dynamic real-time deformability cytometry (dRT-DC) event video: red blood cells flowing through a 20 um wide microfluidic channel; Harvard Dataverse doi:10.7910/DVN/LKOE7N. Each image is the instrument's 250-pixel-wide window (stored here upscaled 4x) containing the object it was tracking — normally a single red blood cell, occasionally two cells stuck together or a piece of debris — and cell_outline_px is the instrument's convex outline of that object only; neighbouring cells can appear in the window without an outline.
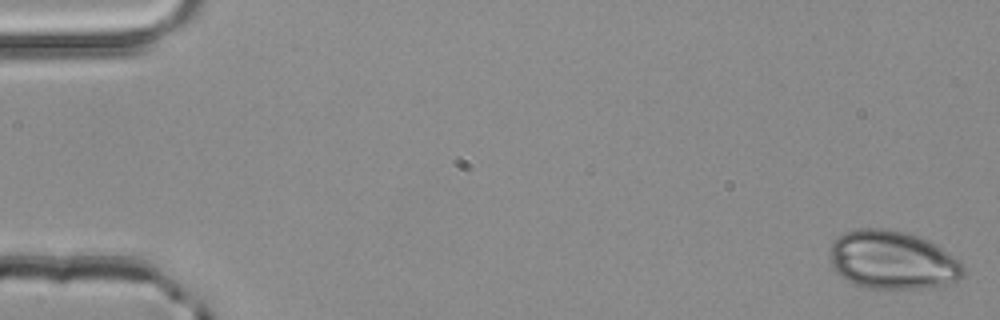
{"species": "common noctule bat (a hibernating species)", "species_latin": "Nyctalus noctula", "temperature_condition": "room temperature", "stored_images_in_passage": 53, "camera_frame_rate_fps": 3000, "um_per_image_px": 0.085, "animal": {"sex": "male", "body_mass_g": 20.4}, "frame": {"image": 1, "passage_image": 1, "time_ms": 0.0, "image_size_px": [1000, 320], "cell_outline_px": [[964, 276], [956, 280], [944, 284], [924, 288], [864, 288], [852, 284], [840, 276], [832, 268], [828, 248], [832, 240], [844, 232], [860, 228], [884, 228], [904, 232], [928, 240], [936, 244], [960, 260], [964, 264]], "centroid_in_image_um": [75.81, 22.1], "position_along_channel_um": 9.2, "area_um2": 45.89}}
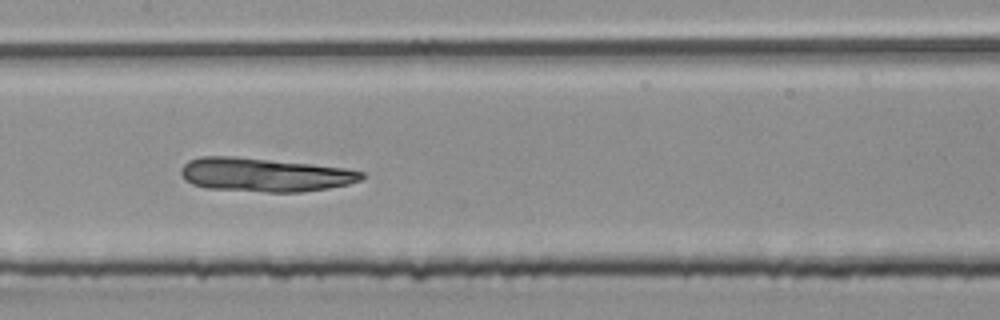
{"frame": {"image": 2, "passage_image": 26, "time_ms": 8.333, "image_size_px": [1000, 320], "cell_outline_px": [[364, 176], [360, 180], [348, 184], [328, 188], [300, 192], [268, 192], [204, 188], [192, 184], [184, 180], [180, 172], [180, 168], [188, 160], [200, 156], [236, 156], [312, 164], [344, 168], [364, 172]], "centroid_in_image_um": [22.43, 14.85], "position_along_channel_um": 185.0, "area_um2": 35.66}}
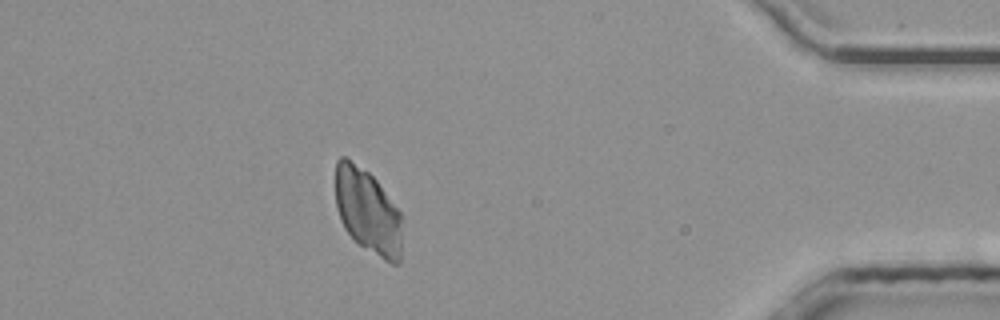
{"frame": {"image": 3, "passage_image": 46, "time_ms": 15.0, "image_size_px": [1000, 320], "cell_outline_px": [[400, 260], [396, 264], [392, 264], [384, 260], [352, 240], [344, 228], [340, 220], [336, 208], [336, 160], [340, 156], [344, 156], [368, 172], [376, 180], [400, 212]], "centroid_in_image_um": [31.22, 17.96], "position_along_channel_um": 404.0, "area_um2": 32.66}}